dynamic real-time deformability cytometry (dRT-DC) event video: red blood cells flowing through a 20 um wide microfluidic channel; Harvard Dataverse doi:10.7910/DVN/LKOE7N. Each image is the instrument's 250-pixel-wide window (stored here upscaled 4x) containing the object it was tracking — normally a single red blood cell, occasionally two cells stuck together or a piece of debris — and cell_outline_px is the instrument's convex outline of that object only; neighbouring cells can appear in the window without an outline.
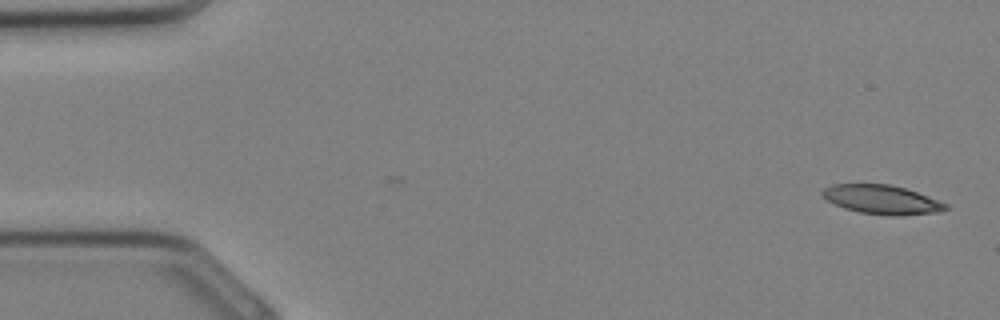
{"species": "Egyptian fruit bat (a non-hibernating species)", "species_latin": "Rousettus aegyptiacus", "temperature_condition": "cold", "stored_images_in_passage": 8, "camera_frame_rate_fps": 3000, "um_per_image_px": 0.085, "animal": {"sex": "female"}, "frame": {"image": 1, "passage_image": 1, "time_ms": 0.0, "image_size_px": [1000, 320], "cell_outline_px": [[948, 208], [936, 212], [900, 216], [888, 216], [860, 212], [844, 208], [828, 200], [820, 192], [824, 188], [832, 184], [888, 184], [904, 188], [916, 192], [948, 204]], "centroid_in_image_um": [74.94, 16.97], "position_along_channel_um": 10.1, "area_um2": 20.63}}